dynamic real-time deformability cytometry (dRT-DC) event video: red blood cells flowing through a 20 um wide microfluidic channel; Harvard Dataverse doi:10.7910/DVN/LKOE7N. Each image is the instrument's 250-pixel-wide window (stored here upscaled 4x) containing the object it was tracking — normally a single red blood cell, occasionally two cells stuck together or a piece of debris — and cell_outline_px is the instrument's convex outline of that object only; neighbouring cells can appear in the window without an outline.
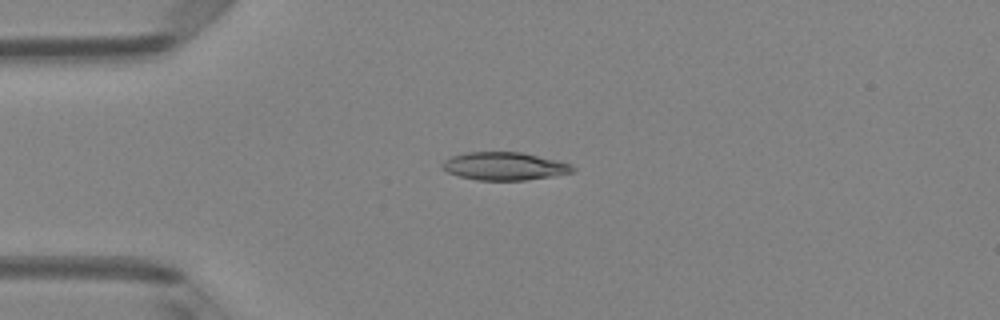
{"species": "Egyptian fruit bat (a non-hibernating species)", "species_latin": "Rousettus aegyptiacus", "temperature_condition": "room temperature", "stored_images_in_passage": 7, "camera_frame_rate_fps": 3000, "um_per_image_px": 0.085, "animal": {"sex": "female"}, "frame": {"image": 1, "passage_image": 3, "time_ms": 0.667, "image_size_px": [1000, 320], "cell_outline_px": [[576, 168], [572, 172], [552, 176], [528, 180], [476, 180], [460, 176], [448, 172], [440, 168], [440, 164], [444, 160], [452, 156], [464, 152], [520, 152], [556, 160], [568, 164]], "centroid_in_image_um": [42.81, 14.12], "position_along_channel_um": 42.2, "area_um2": 21.15}}
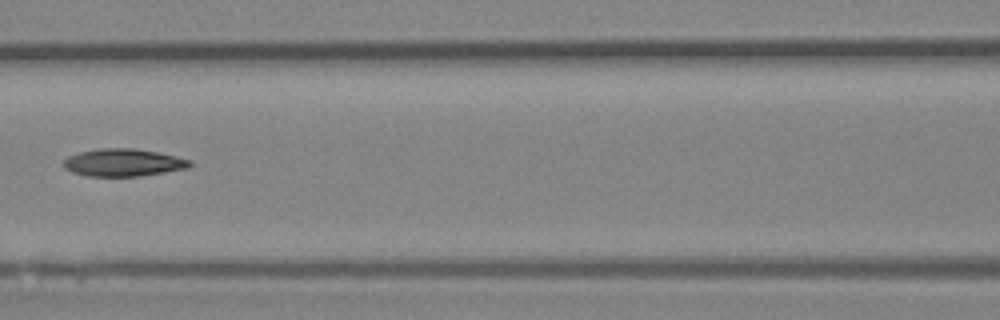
{"frame": {"image": 2, "passage_image": 6, "time_ms": 1.667, "image_size_px": [1000, 320], "cell_outline_px": [[192, 164], [188, 168], [140, 176], [88, 176], [72, 172], [64, 168], [64, 160], [68, 156], [80, 152], [100, 148], [132, 148], [156, 152], [176, 156], [192, 160]], "centroid_in_image_um": [10.48, 13.82], "position_along_channel_um": 156.1, "area_um2": 20.17}}
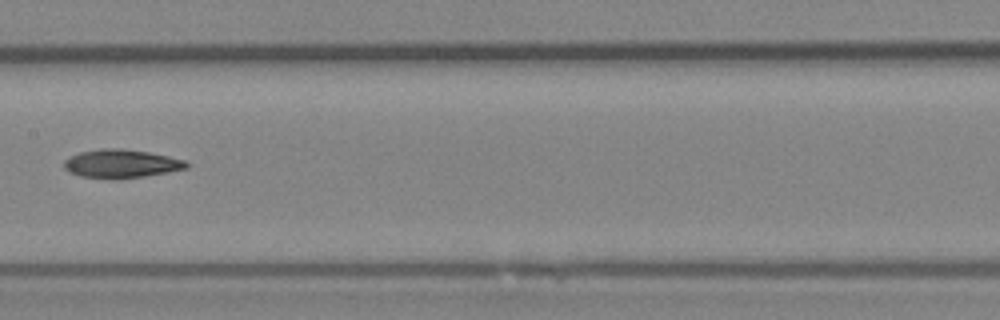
{"frame": {"image": 3, "passage_image": 7, "time_ms": 2.0, "image_size_px": [1000, 320], "cell_outline_px": [[188, 168], [168, 172], [144, 176], [116, 180], [80, 176], [68, 172], [64, 168], [64, 160], [68, 156], [80, 152], [100, 148], [120, 148], [148, 152], [168, 156], [184, 160], [188, 164]], "centroid_in_image_um": [10.25, 13.92], "position_along_channel_um": 197.1, "area_um2": 20.52}}